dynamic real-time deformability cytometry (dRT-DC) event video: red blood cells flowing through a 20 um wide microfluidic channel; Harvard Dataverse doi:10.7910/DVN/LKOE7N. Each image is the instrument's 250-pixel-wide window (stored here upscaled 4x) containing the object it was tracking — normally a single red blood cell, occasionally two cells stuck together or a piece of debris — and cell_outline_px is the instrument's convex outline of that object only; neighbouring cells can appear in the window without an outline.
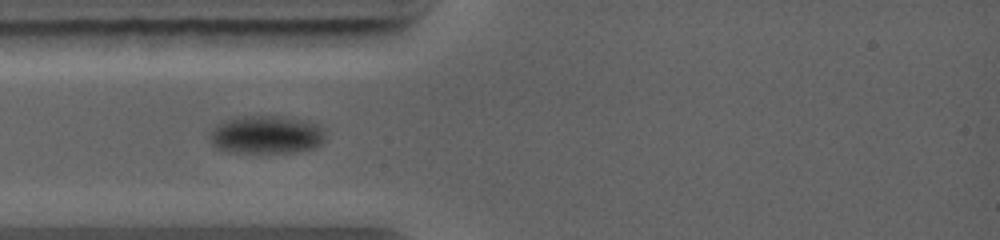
{"species": "common noctule bat (a hibernating species)", "species_latin": "Nyctalus noctula", "temperature_condition": "warm", "stored_images_in_passage": 11, "camera_frame_rate_fps": 5000, "um_per_image_px": 0.085, "animal": {"sex": "female", "body_mass_g": 19.0, "forearm_length_mm": 56.7}, "frame": {"image": 1, "passage_image": 2, "time_ms": 0.4, "image_size_px": [1000, 240], "cell_outline_px": [[324, 140], [316, 148], [292, 152], [220, 152], [212, 144], [208, 136], [208, 132], [216, 124], [236, 116], [284, 116], [308, 120], [320, 124], [324, 128]], "centroid_in_image_um": [22.61, 11.44], "position_along_channel_um": 62.4, "area_um2": 26.36}}
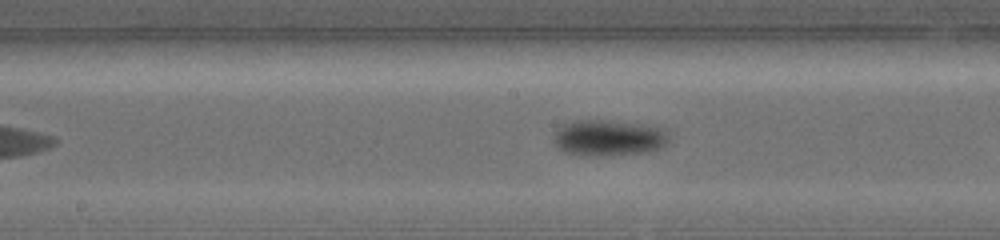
{"frame": {"image": 2, "passage_image": 8, "time_ms": 2.6, "image_size_px": [1000, 240], "cell_outline_px": [[668, 140], [664, 148], [648, 152], [612, 156], [580, 156], [564, 152], [556, 148], [552, 140], [556, 132], [564, 124], [576, 120], [600, 120], [640, 124], [664, 128], [668, 132]], "centroid_in_image_um": [51.73, 11.75], "position_along_channel_um": 196.5, "area_um2": 24.68}}
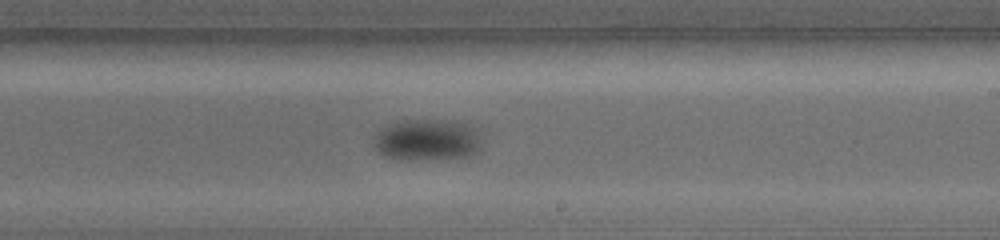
{"frame": {"image": 3, "passage_image": 11, "time_ms": 4.8, "image_size_px": [1000, 240], "cell_outline_px": [[480, 148], [472, 156], [416, 160], [388, 156], [380, 152], [372, 144], [372, 140], [376, 132], [380, 128], [396, 120], [452, 120], [472, 124], [480, 128]], "centroid_in_image_um": [36.35, 11.85], "position_along_channel_um": 252.7, "area_um2": 26.65}}